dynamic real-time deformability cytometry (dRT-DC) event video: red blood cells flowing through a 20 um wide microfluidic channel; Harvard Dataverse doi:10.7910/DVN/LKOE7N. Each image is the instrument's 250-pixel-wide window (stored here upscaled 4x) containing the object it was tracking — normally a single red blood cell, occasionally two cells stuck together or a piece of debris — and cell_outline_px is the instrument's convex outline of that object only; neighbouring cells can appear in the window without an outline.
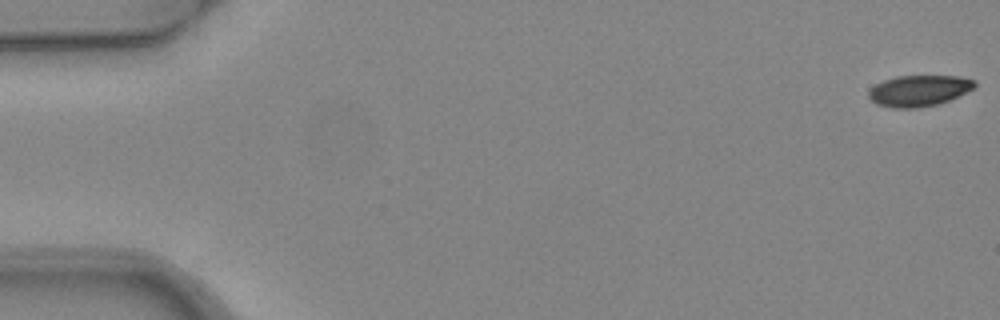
{"species": "common noctule bat (a hibernating species)", "species_latin": "Nyctalus noctula", "temperature_condition": "warm", "stored_images_in_passage": 5, "camera_frame_rate_fps": 3000, "um_per_image_px": 0.085, "animal": {"sex": "female", "body_mass_g": 24.6, "forearm_length_mm": 56.2}, "frame": {"image": 1, "passage_image": 1, "time_ms": 0.0, "image_size_px": [1000, 320], "cell_outline_px": [[976, 88], [948, 100], [936, 104], [916, 108], [892, 108], [876, 104], [868, 96], [868, 92], [876, 84], [884, 80], [896, 76], [960, 76], [976, 80]], "centroid_in_image_um": [78.13, 7.7], "position_along_channel_um": 6.9, "area_um2": 19.19}}
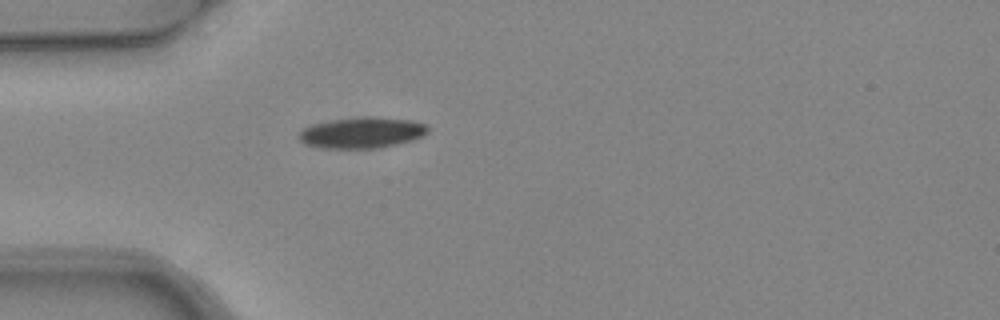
{"frame": {"image": 2, "passage_image": 5, "time_ms": 1.333, "image_size_px": [1000, 320], "cell_outline_px": [[428, 132], [424, 136], [412, 140], [396, 144], [376, 148], [324, 148], [304, 144], [300, 140], [300, 132], [304, 128], [312, 124], [332, 120], [364, 116], [368, 116], [408, 120], [424, 124], [428, 128]], "centroid_in_image_um": [30.76, 11.28], "position_along_channel_um": 54.2, "area_um2": 23.0}}